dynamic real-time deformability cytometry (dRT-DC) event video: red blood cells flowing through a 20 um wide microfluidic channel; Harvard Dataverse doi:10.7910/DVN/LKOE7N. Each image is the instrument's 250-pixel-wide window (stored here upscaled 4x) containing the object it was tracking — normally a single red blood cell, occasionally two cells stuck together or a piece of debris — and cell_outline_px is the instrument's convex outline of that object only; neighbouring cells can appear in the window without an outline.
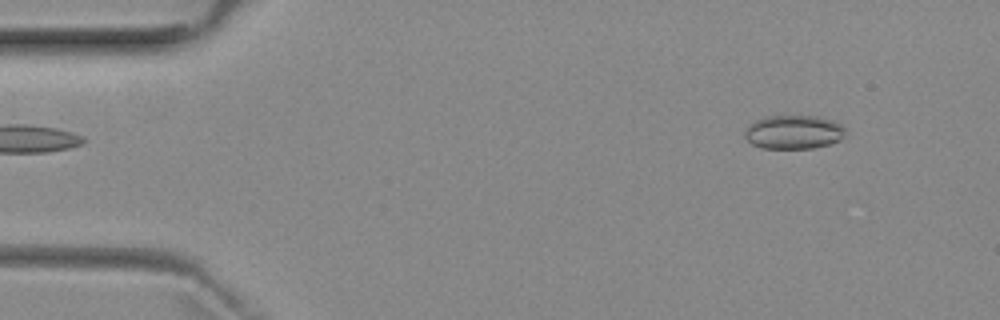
{"species": "common noctule bat (a hibernating species)", "species_latin": "Nyctalus noctula", "temperature_condition": "room temperature", "stored_images_in_passage": 4, "camera_frame_rate_fps": 3000, "um_per_image_px": 0.085, "animal": {"sex": "female", "body_mass_g": 29.2, "forearm_length_mm": 56.3}, "frame": {"image": 1, "passage_image": 1, "time_ms": 0.0, "image_size_px": [1000, 320], "cell_outline_px": [[844, 136], [840, 140], [828, 144], [812, 148], [764, 148], [752, 144], [744, 136], [744, 132], [748, 124], [764, 116], [816, 116], [836, 120], [844, 128]], "centroid_in_image_um": [67.45, 11.21], "position_along_channel_um": 17.6, "area_um2": 19.88}}